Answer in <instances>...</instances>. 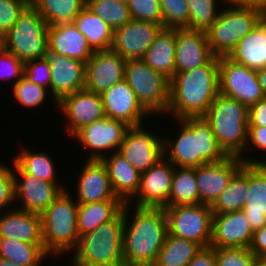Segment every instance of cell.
<instances>
[{"instance_id": "obj_1", "label": "cell", "mask_w": 266, "mask_h": 266, "mask_svg": "<svg viewBox=\"0 0 266 266\" xmlns=\"http://www.w3.org/2000/svg\"><path fill=\"white\" fill-rule=\"evenodd\" d=\"M132 208L134 209V216H131ZM124 212V266H152L168 234V223L164 208H134L133 205L124 203ZM130 212L131 215H129Z\"/></svg>"}, {"instance_id": "obj_2", "label": "cell", "mask_w": 266, "mask_h": 266, "mask_svg": "<svg viewBox=\"0 0 266 266\" xmlns=\"http://www.w3.org/2000/svg\"><path fill=\"white\" fill-rule=\"evenodd\" d=\"M219 94V57L170 80L166 115L173 120L203 116Z\"/></svg>"}, {"instance_id": "obj_3", "label": "cell", "mask_w": 266, "mask_h": 266, "mask_svg": "<svg viewBox=\"0 0 266 266\" xmlns=\"http://www.w3.org/2000/svg\"><path fill=\"white\" fill-rule=\"evenodd\" d=\"M177 138H163L164 158L174 167L196 168L221 162L228 156L220 148L210 124L203 116L176 119ZM171 139V140H170Z\"/></svg>"}, {"instance_id": "obj_4", "label": "cell", "mask_w": 266, "mask_h": 266, "mask_svg": "<svg viewBox=\"0 0 266 266\" xmlns=\"http://www.w3.org/2000/svg\"><path fill=\"white\" fill-rule=\"evenodd\" d=\"M203 117L227 156L239 157L244 164H266L265 159L244 156L245 150L249 149L248 108L244 104L219 93Z\"/></svg>"}, {"instance_id": "obj_5", "label": "cell", "mask_w": 266, "mask_h": 266, "mask_svg": "<svg viewBox=\"0 0 266 266\" xmlns=\"http://www.w3.org/2000/svg\"><path fill=\"white\" fill-rule=\"evenodd\" d=\"M125 212L123 209L110 221L100 224L95 230L79 237L73 252L74 266H124L123 231Z\"/></svg>"}, {"instance_id": "obj_6", "label": "cell", "mask_w": 266, "mask_h": 266, "mask_svg": "<svg viewBox=\"0 0 266 266\" xmlns=\"http://www.w3.org/2000/svg\"><path fill=\"white\" fill-rule=\"evenodd\" d=\"M217 20L206 31L208 44L217 57L228 56L238 42L266 15L260 6L229 0ZM226 8V9H225Z\"/></svg>"}, {"instance_id": "obj_7", "label": "cell", "mask_w": 266, "mask_h": 266, "mask_svg": "<svg viewBox=\"0 0 266 266\" xmlns=\"http://www.w3.org/2000/svg\"><path fill=\"white\" fill-rule=\"evenodd\" d=\"M78 203L67 189L41 214L42 243L44 251L50 256L69 253L78 244L77 229Z\"/></svg>"}, {"instance_id": "obj_8", "label": "cell", "mask_w": 266, "mask_h": 266, "mask_svg": "<svg viewBox=\"0 0 266 266\" xmlns=\"http://www.w3.org/2000/svg\"><path fill=\"white\" fill-rule=\"evenodd\" d=\"M6 51L23 62L46 57L48 53V24L29 4L5 34Z\"/></svg>"}, {"instance_id": "obj_9", "label": "cell", "mask_w": 266, "mask_h": 266, "mask_svg": "<svg viewBox=\"0 0 266 266\" xmlns=\"http://www.w3.org/2000/svg\"><path fill=\"white\" fill-rule=\"evenodd\" d=\"M124 80L150 115L166 116L170 88V81L166 77L140 59L126 62Z\"/></svg>"}, {"instance_id": "obj_10", "label": "cell", "mask_w": 266, "mask_h": 266, "mask_svg": "<svg viewBox=\"0 0 266 266\" xmlns=\"http://www.w3.org/2000/svg\"><path fill=\"white\" fill-rule=\"evenodd\" d=\"M164 210L170 235L192 240L202 247L211 245L213 220L211 206L177 205L165 207Z\"/></svg>"}, {"instance_id": "obj_11", "label": "cell", "mask_w": 266, "mask_h": 266, "mask_svg": "<svg viewBox=\"0 0 266 266\" xmlns=\"http://www.w3.org/2000/svg\"><path fill=\"white\" fill-rule=\"evenodd\" d=\"M219 93L250 108L264 98L255 70L227 56L219 57Z\"/></svg>"}, {"instance_id": "obj_12", "label": "cell", "mask_w": 266, "mask_h": 266, "mask_svg": "<svg viewBox=\"0 0 266 266\" xmlns=\"http://www.w3.org/2000/svg\"><path fill=\"white\" fill-rule=\"evenodd\" d=\"M14 180V199L24 211L42 214L66 189L59 182L39 180L27 174L14 161H12ZM15 170V171H14Z\"/></svg>"}, {"instance_id": "obj_13", "label": "cell", "mask_w": 266, "mask_h": 266, "mask_svg": "<svg viewBox=\"0 0 266 266\" xmlns=\"http://www.w3.org/2000/svg\"><path fill=\"white\" fill-rule=\"evenodd\" d=\"M129 127L121 120L104 117L83 126L72 138L89 150L88 160H101L109 152L118 151Z\"/></svg>"}, {"instance_id": "obj_14", "label": "cell", "mask_w": 266, "mask_h": 266, "mask_svg": "<svg viewBox=\"0 0 266 266\" xmlns=\"http://www.w3.org/2000/svg\"><path fill=\"white\" fill-rule=\"evenodd\" d=\"M143 126L129 127L117 151L140 174L164 158L163 135L160 139L159 135Z\"/></svg>"}, {"instance_id": "obj_15", "label": "cell", "mask_w": 266, "mask_h": 266, "mask_svg": "<svg viewBox=\"0 0 266 266\" xmlns=\"http://www.w3.org/2000/svg\"><path fill=\"white\" fill-rule=\"evenodd\" d=\"M174 166L165 158L141 173L140 187L129 204L134 207H168Z\"/></svg>"}, {"instance_id": "obj_16", "label": "cell", "mask_w": 266, "mask_h": 266, "mask_svg": "<svg viewBox=\"0 0 266 266\" xmlns=\"http://www.w3.org/2000/svg\"><path fill=\"white\" fill-rule=\"evenodd\" d=\"M161 28L158 23L131 19L114 30L111 49L126 61L140 60Z\"/></svg>"}, {"instance_id": "obj_17", "label": "cell", "mask_w": 266, "mask_h": 266, "mask_svg": "<svg viewBox=\"0 0 266 266\" xmlns=\"http://www.w3.org/2000/svg\"><path fill=\"white\" fill-rule=\"evenodd\" d=\"M56 107L65 115L66 132L71 137L83 126L105 117L101 95L87 89L63 97Z\"/></svg>"}, {"instance_id": "obj_18", "label": "cell", "mask_w": 266, "mask_h": 266, "mask_svg": "<svg viewBox=\"0 0 266 266\" xmlns=\"http://www.w3.org/2000/svg\"><path fill=\"white\" fill-rule=\"evenodd\" d=\"M243 164L239 157L228 156L221 162L196 167L199 204L212 206Z\"/></svg>"}, {"instance_id": "obj_19", "label": "cell", "mask_w": 266, "mask_h": 266, "mask_svg": "<svg viewBox=\"0 0 266 266\" xmlns=\"http://www.w3.org/2000/svg\"><path fill=\"white\" fill-rule=\"evenodd\" d=\"M126 62L112 49L95 51L86 62L85 89L101 95L123 81Z\"/></svg>"}, {"instance_id": "obj_20", "label": "cell", "mask_w": 266, "mask_h": 266, "mask_svg": "<svg viewBox=\"0 0 266 266\" xmlns=\"http://www.w3.org/2000/svg\"><path fill=\"white\" fill-rule=\"evenodd\" d=\"M101 98L105 117L121 120L130 127L143 125V120L151 116L125 80L104 91Z\"/></svg>"}, {"instance_id": "obj_21", "label": "cell", "mask_w": 266, "mask_h": 266, "mask_svg": "<svg viewBox=\"0 0 266 266\" xmlns=\"http://www.w3.org/2000/svg\"><path fill=\"white\" fill-rule=\"evenodd\" d=\"M51 69L50 94L55 104L63 97L85 89L86 63L48 52Z\"/></svg>"}, {"instance_id": "obj_22", "label": "cell", "mask_w": 266, "mask_h": 266, "mask_svg": "<svg viewBox=\"0 0 266 266\" xmlns=\"http://www.w3.org/2000/svg\"><path fill=\"white\" fill-rule=\"evenodd\" d=\"M175 52V73L194 70L215 57L206 32L187 28H176Z\"/></svg>"}, {"instance_id": "obj_23", "label": "cell", "mask_w": 266, "mask_h": 266, "mask_svg": "<svg viewBox=\"0 0 266 266\" xmlns=\"http://www.w3.org/2000/svg\"><path fill=\"white\" fill-rule=\"evenodd\" d=\"M254 231L243 211L213 215L211 245L214 248H249Z\"/></svg>"}, {"instance_id": "obj_24", "label": "cell", "mask_w": 266, "mask_h": 266, "mask_svg": "<svg viewBox=\"0 0 266 266\" xmlns=\"http://www.w3.org/2000/svg\"><path fill=\"white\" fill-rule=\"evenodd\" d=\"M79 174L74 196L78 204L120 200L112 189L107 168L101 160L87 159Z\"/></svg>"}, {"instance_id": "obj_25", "label": "cell", "mask_w": 266, "mask_h": 266, "mask_svg": "<svg viewBox=\"0 0 266 266\" xmlns=\"http://www.w3.org/2000/svg\"><path fill=\"white\" fill-rule=\"evenodd\" d=\"M48 52L86 63L95 51L71 22L48 26Z\"/></svg>"}, {"instance_id": "obj_26", "label": "cell", "mask_w": 266, "mask_h": 266, "mask_svg": "<svg viewBox=\"0 0 266 266\" xmlns=\"http://www.w3.org/2000/svg\"><path fill=\"white\" fill-rule=\"evenodd\" d=\"M0 238H14L38 244L44 250L41 215L16 207L3 211L0 214Z\"/></svg>"}, {"instance_id": "obj_27", "label": "cell", "mask_w": 266, "mask_h": 266, "mask_svg": "<svg viewBox=\"0 0 266 266\" xmlns=\"http://www.w3.org/2000/svg\"><path fill=\"white\" fill-rule=\"evenodd\" d=\"M107 168L112 189L123 203H129L140 187L141 174L118 152L110 153L101 159Z\"/></svg>"}, {"instance_id": "obj_28", "label": "cell", "mask_w": 266, "mask_h": 266, "mask_svg": "<svg viewBox=\"0 0 266 266\" xmlns=\"http://www.w3.org/2000/svg\"><path fill=\"white\" fill-rule=\"evenodd\" d=\"M242 209L253 231L266 225V164H249V191Z\"/></svg>"}, {"instance_id": "obj_29", "label": "cell", "mask_w": 266, "mask_h": 266, "mask_svg": "<svg viewBox=\"0 0 266 266\" xmlns=\"http://www.w3.org/2000/svg\"><path fill=\"white\" fill-rule=\"evenodd\" d=\"M227 57L255 71L266 67V15Z\"/></svg>"}, {"instance_id": "obj_30", "label": "cell", "mask_w": 266, "mask_h": 266, "mask_svg": "<svg viewBox=\"0 0 266 266\" xmlns=\"http://www.w3.org/2000/svg\"><path fill=\"white\" fill-rule=\"evenodd\" d=\"M175 46L176 28L162 27L141 60L170 81L175 74Z\"/></svg>"}, {"instance_id": "obj_31", "label": "cell", "mask_w": 266, "mask_h": 266, "mask_svg": "<svg viewBox=\"0 0 266 266\" xmlns=\"http://www.w3.org/2000/svg\"><path fill=\"white\" fill-rule=\"evenodd\" d=\"M249 191V164H243L211 206L213 215L241 211Z\"/></svg>"}, {"instance_id": "obj_32", "label": "cell", "mask_w": 266, "mask_h": 266, "mask_svg": "<svg viewBox=\"0 0 266 266\" xmlns=\"http://www.w3.org/2000/svg\"><path fill=\"white\" fill-rule=\"evenodd\" d=\"M73 23L94 51L111 49L113 29L87 6L76 16Z\"/></svg>"}, {"instance_id": "obj_33", "label": "cell", "mask_w": 266, "mask_h": 266, "mask_svg": "<svg viewBox=\"0 0 266 266\" xmlns=\"http://www.w3.org/2000/svg\"><path fill=\"white\" fill-rule=\"evenodd\" d=\"M121 200H108L95 203L78 204L77 229L79 236L93 231L102 223L113 219L122 209Z\"/></svg>"}, {"instance_id": "obj_34", "label": "cell", "mask_w": 266, "mask_h": 266, "mask_svg": "<svg viewBox=\"0 0 266 266\" xmlns=\"http://www.w3.org/2000/svg\"><path fill=\"white\" fill-rule=\"evenodd\" d=\"M202 246L192 240L166 236L155 263L152 266H187Z\"/></svg>"}, {"instance_id": "obj_35", "label": "cell", "mask_w": 266, "mask_h": 266, "mask_svg": "<svg viewBox=\"0 0 266 266\" xmlns=\"http://www.w3.org/2000/svg\"><path fill=\"white\" fill-rule=\"evenodd\" d=\"M48 26L71 23L86 6V0H30Z\"/></svg>"}, {"instance_id": "obj_36", "label": "cell", "mask_w": 266, "mask_h": 266, "mask_svg": "<svg viewBox=\"0 0 266 266\" xmlns=\"http://www.w3.org/2000/svg\"><path fill=\"white\" fill-rule=\"evenodd\" d=\"M0 257L21 266H41L49 255L38 245L14 238H0Z\"/></svg>"}, {"instance_id": "obj_37", "label": "cell", "mask_w": 266, "mask_h": 266, "mask_svg": "<svg viewBox=\"0 0 266 266\" xmlns=\"http://www.w3.org/2000/svg\"><path fill=\"white\" fill-rule=\"evenodd\" d=\"M22 148V149H21ZM14 155L13 161L27 174L35 176L39 180L47 182L57 181L56 165L50 154L44 152H34L33 149L21 147Z\"/></svg>"}, {"instance_id": "obj_38", "label": "cell", "mask_w": 266, "mask_h": 266, "mask_svg": "<svg viewBox=\"0 0 266 266\" xmlns=\"http://www.w3.org/2000/svg\"><path fill=\"white\" fill-rule=\"evenodd\" d=\"M199 204L195 168L175 167L168 207Z\"/></svg>"}, {"instance_id": "obj_39", "label": "cell", "mask_w": 266, "mask_h": 266, "mask_svg": "<svg viewBox=\"0 0 266 266\" xmlns=\"http://www.w3.org/2000/svg\"><path fill=\"white\" fill-rule=\"evenodd\" d=\"M86 6L113 31L132 19L128 3L121 0H86Z\"/></svg>"}, {"instance_id": "obj_40", "label": "cell", "mask_w": 266, "mask_h": 266, "mask_svg": "<svg viewBox=\"0 0 266 266\" xmlns=\"http://www.w3.org/2000/svg\"><path fill=\"white\" fill-rule=\"evenodd\" d=\"M218 1V2H217ZM224 1L227 4L229 0ZM189 9V24L186 27L191 30L207 31L217 20L220 11L216 7L219 0H187Z\"/></svg>"}, {"instance_id": "obj_41", "label": "cell", "mask_w": 266, "mask_h": 266, "mask_svg": "<svg viewBox=\"0 0 266 266\" xmlns=\"http://www.w3.org/2000/svg\"><path fill=\"white\" fill-rule=\"evenodd\" d=\"M12 96L18 105L25 108H35L41 106L50 97L48 89L35 84L23 76L16 84L12 86ZM48 94V95H47ZM47 97V98H46Z\"/></svg>"}, {"instance_id": "obj_42", "label": "cell", "mask_w": 266, "mask_h": 266, "mask_svg": "<svg viewBox=\"0 0 266 266\" xmlns=\"http://www.w3.org/2000/svg\"><path fill=\"white\" fill-rule=\"evenodd\" d=\"M162 27L186 28L189 24L187 0H160Z\"/></svg>"}, {"instance_id": "obj_43", "label": "cell", "mask_w": 266, "mask_h": 266, "mask_svg": "<svg viewBox=\"0 0 266 266\" xmlns=\"http://www.w3.org/2000/svg\"><path fill=\"white\" fill-rule=\"evenodd\" d=\"M217 266H255L258 258L249 248H215Z\"/></svg>"}, {"instance_id": "obj_44", "label": "cell", "mask_w": 266, "mask_h": 266, "mask_svg": "<svg viewBox=\"0 0 266 266\" xmlns=\"http://www.w3.org/2000/svg\"><path fill=\"white\" fill-rule=\"evenodd\" d=\"M127 3L132 19L154 22L162 26L160 0H129Z\"/></svg>"}, {"instance_id": "obj_45", "label": "cell", "mask_w": 266, "mask_h": 266, "mask_svg": "<svg viewBox=\"0 0 266 266\" xmlns=\"http://www.w3.org/2000/svg\"><path fill=\"white\" fill-rule=\"evenodd\" d=\"M24 76L50 92L51 69L47 57L24 62Z\"/></svg>"}, {"instance_id": "obj_46", "label": "cell", "mask_w": 266, "mask_h": 266, "mask_svg": "<svg viewBox=\"0 0 266 266\" xmlns=\"http://www.w3.org/2000/svg\"><path fill=\"white\" fill-rule=\"evenodd\" d=\"M30 4V0H0V33L6 34L19 15Z\"/></svg>"}, {"instance_id": "obj_47", "label": "cell", "mask_w": 266, "mask_h": 266, "mask_svg": "<svg viewBox=\"0 0 266 266\" xmlns=\"http://www.w3.org/2000/svg\"><path fill=\"white\" fill-rule=\"evenodd\" d=\"M3 163L0 162V212L14 208L15 202L13 170L10 166L7 167L5 162Z\"/></svg>"}, {"instance_id": "obj_48", "label": "cell", "mask_w": 266, "mask_h": 266, "mask_svg": "<svg viewBox=\"0 0 266 266\" xmlns=\"http://www.w3.org/2000/svg\"><path fill=\"white\" fill-rule=\"evenodd\" d=\"M24 76V62L8 51L0 56V78L13 79L11 86Z\"/></svg>"}, {"instance_id": "obj_49", "label": "cell", "mask_w": 266, "mask_h": 266, "mask_svg": "<svg viewBox=\"0 0 266 266\" xmlns=\"http://www.w3.org/2000/svg\"><path fill=\"white\" fill-rule=\"evenodd\" d=\"M248 127H266V97L248 108Z\"/></svg>"}, {"instance_id": "obj_50", "label": "cell", "mask_w": 266, "mask_h": 266, "mask_svg": "<svg viewBox=\"0 0 266 266\" xmlns=\"http://www.w3.org/2000/svg\"><path fill=\"white\" fill-rule=\"evenodd\" d=\"M249 249L258 259H266V225L254 231Z\"/></svg>"}, {"instance_id": "obj_51", "label": "cell", "mask_w": 266, "mask_h": 266, "mask_svg": "<svg viewBox=\"0 0 266 266\" xmlns=\"http://www.w3.org/2000/svg\"><path fill=\"white\" fill-rule=\"evenodd\" d=\"M187 266H217L215 248L212 246L202 247Z\"/></svg>"}, {"instance_id": "obj_52", "label": "cell", "mask_w": 266, "mask_h": 266, "mask_svg": "<svg viewBox=\"0 0 266 266\" xmlns=\"http://www.w3.org/2000/svg\"><path fill=\"white\" fill-rule=\"evenodd\" d=\"M266 151V127H248L247 145Z\"/></svg>"}, {"instance_id": "obj_53", "label": "cell", "mask_w": 266, "mask_h": 266, "mask_svg": "<svg viewBox=\"0 0 266 266\" xmlns=\"http://www.w3.org/2000/svg\"><path fill=\"white\" fill-rule=\"evenodd\" d=\"M261 90L266 97V67L256 71Z\"/></svg>"}, {"instance_id": "obj_54", "label": "cell", "mask_w": 266, "mask_h": 266, "mask_svg": "<svg viewBox=\"0 0 266 266\" xmlns=\"http://www.w3.org/2000/svg\"><path fill=\"white\" fill-rule=\"evenodd\" d=\"M235 1L246 5L260 6L266 10V0H235Z\"/></svg>"}, {"instance_id": "obj_55", "label": "cell", "mask_w": 266, "mask_h": 266, "mask_svg": "<svg viewBox=\"0 0 266 266\" xmlns=\"http://www.w3.org/2000/svg\"><path fill=\"white\" fill-rule=\"evenodd\" d=\"M6 52V40L5 35L0 33V56Z\"/></svg>"}, {"instance_id": "obj_56", "label": "cell", "mask_w": 266, "mask_h": 266, "mask_svg": "<svg viewBox=\"0 0 266 266\" xmlns=\"http://www.w3.org/2000/svg\"><path fill=\"white\" fill-rule=\"evenodd\" d=\"M0 266H21V265H16L12 263L10 260L4 259L0 257Z\"/></svg>"}, {"instance_id": "obj_57", "label": "cell", "mask_w": 266, "mask_h": 266, "mask_svg": "<svg viewBox=\"0 0 266 266\" xmlns=\"http://www.w3.org/2000/svg\"><path fill=\"white\" fill-rule=\"evenodd\" d=\"M255 266H266V259H258Z\"/></svg>"}]
</instances>
